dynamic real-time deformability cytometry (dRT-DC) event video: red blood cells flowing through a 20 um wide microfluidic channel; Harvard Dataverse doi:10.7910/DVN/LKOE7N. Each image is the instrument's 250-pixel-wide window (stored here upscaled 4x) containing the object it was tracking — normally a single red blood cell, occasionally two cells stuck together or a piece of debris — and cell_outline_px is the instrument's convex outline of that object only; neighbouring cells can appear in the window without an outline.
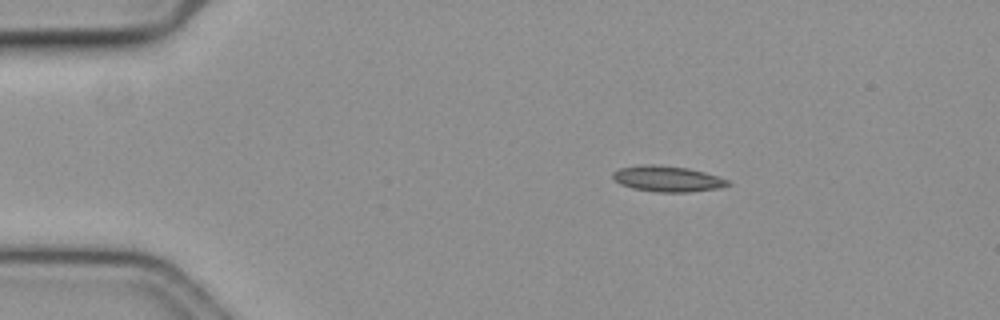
{"species": "common noctule bat (a hibernating species)", "species_latin": "Nyctalus noctula", "temperature_condition": "cold", "stored_images_in_passage": 23, "camera_frame_rate_fps": 3000, "um_per_image_px": 0.085, "animal": {"sex": "female", "body_mass_g": 19.3, "forearm_length_mm": 54.1}, "frame": {"image": 1, "passage_image": 11, "time_ms": 3.333, "image_size_px": [1000, 320], "cell_outline_px": [[732, 184], [720, 188], [688, 192], [656, 192], [632, 188], [620, 184], [612, 176], [612, 172], [620, 168], [652, 164], [688, 168], [704, 172], [728, 180]], "centroid_in_image_um": [56.74, 15.21], "position_along_channel_um": 28.3, "area_um2": 17.11}}
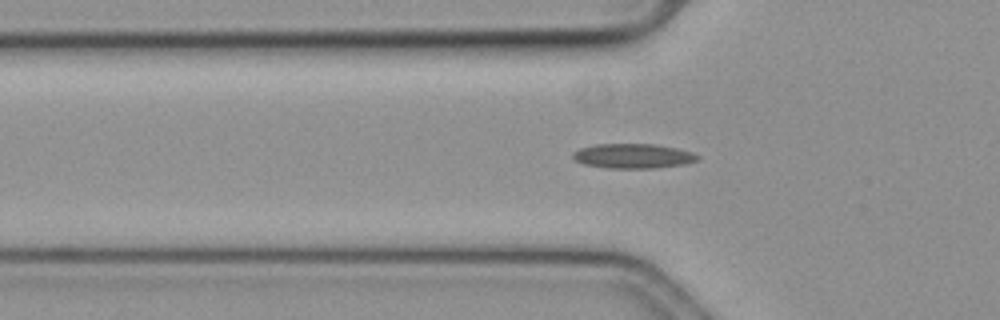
{"frame": {"image": 2, "passage_image": 20, "time_ms": 6.333, "image_size_px": [1000, 320], "cell_outline_px": [[700, 156], [696, 160], [684, 164], [656, 168], [608, 168], [584, 164], [576, 160], [572, 156], [572, 152], [580, 148], [596, 144], [652, 144], [676, 148], [692, 152]], "centroid_in_image_um": [53.79, 13.26], "position_along_channel_um": 72.0, "area_um2": 17.8}}
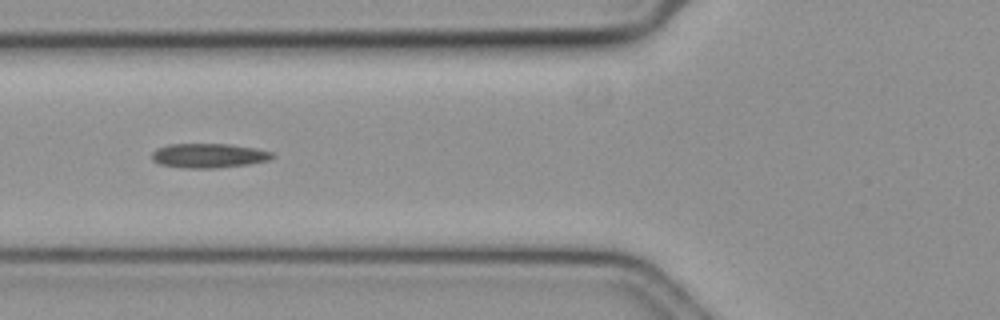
{"frame": {"image": 3, "passage_image": 23, "time_ms": 7.333, "image_size_px": [1000, 320], "cell_outline_px": [[276, 156], [268, 160], [248, 164], [216, 168], [184, 168], [160, 164], [152, 160], [152, 152], [156, 148], [168, 144], [228, 144], [256, 148], [272, 152]], "centroid_in_image_um": [17.73, 13.22], "position_along_channel_um": 108.1, "area_um2": 17.17}}